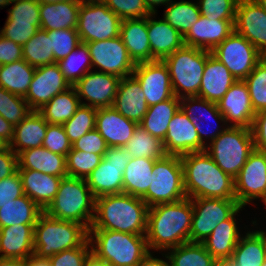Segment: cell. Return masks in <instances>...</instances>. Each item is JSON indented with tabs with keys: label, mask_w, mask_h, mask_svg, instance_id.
Listing matches in <instances>:
<instances>
[{
	"label": "cell",
	"mask_w": 266,
	"mask_h": 266,
	"mask_svg": "<svg viewBox=\"0 0 266 266\" xmlns=\"http://www.w3.org/2000/svg\"><path fill=\"white\" fill-rule=\"evenodd\" d=\"M42 147L67 157L72 148V144L62 124H48Z\"/></svg>",
	"instance_id": "54"
},
{
	"label": "cell",
	"mask_w": 266,
	"mask_h": 266,
	"mask_svg": "<svg viewBox=\"0 0 266 266\" xmlns=\"http://www.w3.org/2000/svg\"><path fill=\"white\" fill-rule=\"evenodd\" d=\"M155 160L132 158L123 174V193L142 197L150 186Z\"/></svg>",
	"instance_id": "39"
},
{
	"label": "cell",
	"mask_w": 266,
	"mask_h": 266,
	"mask_svg": "<svg viewBox=\"0 0 266 266\" xmlns=\"http://www.w3.org/2000/svg\"><path fill=\"white\" fill-rule=\"evenodd\" d=\"M70 87L57 63L45 65L36 68L24 99L33 111H37Z\"/></svg>",
	"instance_id": "19"
},
{
	"label": "cell",
	"mask_w": 266,
	"mask_h": 266,
	"mask_svg": "<svg viewBox=\"0 0 266 266\" xmlns=\"http://www.w3.org/2000/svg\"><path fill=\"white\" fill-rule=\"evenodd\" d=\"M171 0H144L147 8L151 13L157 14L156 8L159 6H167L170 3Z\"/></svg>",
	"instance_id": "66"
},
{
	"label": "cell",
	"mask_w": 266,
	"mask_h": 266,
	"mask_svg": "<svg viewBox=\"0 0 266 266\" xmlns=\"http://www.w3.org/2000/svg\"><path fill=\"white\" fill-rule=\"evenodd\" d=\"M256 3H258L262 9L266 12V0H255Z\"/></svg>",
	"instance_id": "72"
},
{
	"label": "cell",
	"mask_w": 266,
	"mask_h": 266,
	"mask_svg": "<svg viewBox=\"0 0 266 266\" xmlns=\"http://www.w3.org/2000/svg\"><path fill=\"white\" fill-rule=\"evenodd\" d=\"M96 115V108L81 104L75 114L63 124L71 144L75 143L87 132L95 129Z\"/></svg>",
	"instance_id": "46"
},
{
	"label": "cell",
	"mask_w": 266,
	"mask_h": 266,
	"mask_svg": "<svg viewBox=\"0 0 266 266\" xmlns=\"http://www.w3.org/2000/svg\"><path fill=\"white\" fill-rule=\"evenodd\" d=\"M81 3H104L106 0H79Z\"/></svg>",
	"instance_id": "71"
},
{
	"label": "cell",
	"mask_w": 266,
	"mask_h": 266,
	"mask_svg": "<svg viewBox=\"0 0 266 266\" xmlns=\"http://www.w3.org/2000/svg\"><path fill=\"white\" fill-rule=\"evenodd\" d=\"M251 131L255 149L266 151V109L255 114Z\"/></svg>",
	"instance_id": "60"
},
{
	"label": "cell",
	"mask_w": 266,
	"mask_h": 266,
	"mask_svg": "<svg viewBox=\"0 0 266 266\" xmlns=\"http://www.w3.org/2000/svg\"><path fill=\"white\" fill-rule=\"evenodd\" d=\"M80 1L40 4V29H77Z\"/></svg>",
	"instance_id": "34"
},
{
	"label": "cell",
	"mask_w": 266,
	"mask_h": 266,
	"mask_svg": "<svg viewBox=\"0 0 266 266\" xmlns=\"http://www.w3.org/2000/svg\"><path fill=\"white\" fill-rule=\"evenodd\" d=\"M132 158L158 160L167 155L163 141L152 136L138 125L128 143L124 146Z\"/></svg>",
	"instance_id": "43"
},
{
	"label": "cell",
	"mask_w": 266,
	"mask_h": 266,
	"mask_svg": "<svg viewBox=\"0 0 266 266\" xmlns=\"http://www.w3.org/2000/svg\"><path fill=\"white\" fill-rule=\"evenodd\" d=\"M254 149L251 129L229 126L205 148V152L234 179Z\"/></svg>",
	"instance_id": "8"
},
{
	"label": "cell",
	"mask_w": 266,
	"mask_h": 266,
	"mask_svg": "<svg viewBox=\"0 0 266 266\" xmlns=\"http://www.w3.org/2000/svg\"><path fill=\"white\" fill-rule=\"evenodd\" d=\"M32 111L24 97L12 94L0 87V115L12 126L15 127Z\"/></svg>",
	"instance_id": "48"
},
{
	"label": "cell",
	"mask_w": 266,
	"mask_h": 266,
	"mask_svg": "<svg viewBox=\"0 0 266 266\" xmlns=\"http://www.w3.org/2000/svg\"><path fill=\"white\" fill-rule=\"evenodd\" d=\"M0 266H27V259L0 257Z\"/></svg>",
	"instance_id": "64"
},
{
	"label": "cell",
	"mask_w": 266,
	"mask_h": 266,
	"mask_svg": "<svg viewBox=\"0 0 266 266\" xmlns=\"http://www.w3.org/2000/svg\"><path fill=\"white\" fill-rule=\"evenodd\" d=\"M89 239V230L82 224L59 220L43 212L34 226V255L50 258L64 250L82 246Z\"/></svg>",
	"instance_id": "6"
},
{
	"label": "cell",
	"mask_w": 266,
	"mask_h": 266,
	"mask_svg": "<svg viewBox=\"0 0 266 266\" xmlns=\"http://www.w3.org/2000/svg\"><path fill=\"white\" fill-rule=\"evenodd\" d=\"M34 226L15 224L0 228V257L27 259L33 255Z\"/></svg>",
	"instance_id": "31"
},
{
	"label": "cell",
	"mask_w": 266,
	"mask_h": 266,
	"mask_svg": "<svg viewBox=\"0 0 266 266\" xmlns=\"http://www.w3.org/2000/svg\"><path fill=\"white\" fill-rule=\"evenodd\" d=\"M96 198L87 185L86 179L62 178L54 200L44 212L55 219L74 221L88 230L95 216Z\"/></svg>",
	"instance_id": "4"
},
{
	"label": "cell",
	"mask_w": 266,
	"mask_h": 266,
	"mask_svg": "<svg viewBox=\"0 0 266 266\" xmlns=\"http://www.w3.org/2000/svg\"><path fill=\"white\" fill-rule=\"evenodd\" d=\"M120 79L115 75L90 70L74 87L82 105L96 109L111 107L115 100Z\"/></svg>",
	"instance_id": "17"
},
{
	"label": "cell",
	"mask_w": 266,
	"mask_h": 266,
	"mask_svg": "<svg viewBox=\"0 0 266 266\" xmlns=\"http://www.w3.org/2000/svg\"><path fill=\"white\" fill-rule=\"evenodd\" d=\"M44 211L27 195L0 208V228L15 224L35 225Z\"/></svg>",
	"instance_id": "38"
},
{
	"label": "cell",
	"mask_w": 266,
	"mask_h": 266,
	"mask_svg": "<svg viewBox=\"0 0 266 266\" xmlns=\"http://www.w3.org/2000/svg\"><path fill=\"white\" fill-rule=\"evenodd\" d=\"M74 150L104 155L108 146L100 133L94 129L87 132L72 144Z\"/></svg>",
	"instance_id": "58"
},
{
	"label": "cell",
	"mask_w": 266,
	"mask_h": 266,
	"mask_svg": "<svg viewBox=\"0 0 266 266\" xmlns=\"http://www.w3.org/2000/svg\"><path fill=\"white\" fill-rule=\"evenodd\" d=\"M132 156L125 147H108L86 182L95 198L123 193V174Z\"/></svg>",
	"instance_id": "10"
},
{
	"label": "cell",
	"mask_w": 266,
	"mask_h": 266,
	"mask_svg": "<svg viewBox=\"0 0 266 266\" xmlns=\"http://www.w3.org/2000/svg\"><path fill=\"white\" fill-rule=\"evenodd\" d=\"M200 14L207 19H235L239 0H196Z\"/></svg>",
	"instance_id": "52"
},
{
	"label": "cell",
	"mask_w": 266,
	"mask_h": 266,
	"mask_svg": "<svg viewBox=\"0 0 266 266\" xmlns=\"http://www.w3.org/2000/svg\"><path fill=\"white\" fill-rule=\"evenodd\" d=\"M91 253V243L88 239L82 246L56 253L48 259L51 266H83Z\"/></svg>",
	"instance_id": "55"
},
{
	"label": "cell",
	"mask_w": 266,
	"mask_h": 266,
	"mask_svg": "<svg viewBox=\"0 0 266 266\" xmlns=\"http://www.w3.org/2000/svg\"><path fill=\"white\" fill-rule=\"evenodd\" d=\"M17 170L22 181L24 194L44 211L54 200L64 177H56L31 169Z\"/></svg>",
	"instance_id": "30"
},
{
	"label": "cell",
	"mask_w": 266,
	"mask_h": 266,
	"mask_svg": "<svg viewBox=\"0 0 266 266\" xmlns=\"http://www.w3.org/2000/svg\"><path fill=\"white\" fill-rule=\"evenodd\" d=\"M262 266H266V259L264 260Z\"/></svg>",
	"instance_id": "73"
},
{
	"label": "cell",
	"mask_w": 266,
	"mask_h": 266,
	"mask_svg": "<svg viewBox=\"0 0 266 266\" xmlns=\"http://www.w3.org/2000/svg\"><path fill=\"white\" fill-rule=\"evenodd\" d=\"M152 13L147 16V32L150 42L152 61L163 60L184 44L183 36L163 18L158 20Z\"/></svg>",
	"instance_id": "27"
},
{
	"label": "cell",
	"mask_w": 266,
	"mask_h": 266,
	"mask_svg": "<svg viewBox=\"0 0 266 266\" xmlns=\"http://www.w3.org/2000/svg\"><path fill=\"white\" fill-rule=\"evenodd\" d=\"M18 169V155L10 148L0 152V180L13 175Z\"/></svg>",
	"instance_id": "61"
},
{
	"label": "cell",
	"mask_w": 266,
	"mask_h": 266,
	"mask_svg": "<svg viewBox=\"0 0 266 266\" xmlns=\"http://www.w3.org/2000/svg\"><path fill=\"white\" fill-rule=\"evenodd\" d=\"M120 37L135 64L152 61L147 17L122 20Z\"/></svg>",
	"instance_id": "32"
},
{
	"label": "cell",
	"mask_w": 266,
	"mask_h": 266,
	"mask_svg": "<svg viewBox=\"0 0 266 266\" xmlns=\"http://www.w3.org/2000/svg\"><path fill=\"white\" fill-rule=\"evenodd\" d=\"M104 4L122 20L143 18L152 14L144 0H106Z\"/></svg>",
	"instance_id": "53"
},
{
	"label": "cell",
	"mask_w": 266,
	"mask_h": 266,
	"mask_svg": "<svg viewBox=\"0 0 266 266\" xmlns=\"http://www.w3.org/2000/svg\"><path fill=\"white\" fill-rule=\"evenodd\" d=\"M236 81L225 65L211 54L206 60L198 97L218 103Z\"/></svg>",
	"instance_id": "29"
},
{
	"label": "cell",
	"mask_w": 266,
	"mask_h": 266,
	"mask_svg": "<svg viewBox=\"0 0 266 266\" xmlns=\"http://www.w3.org/2000/svg\"><path fill=\"white\" fill-rule=\"evenodd\" d=\"M212 53L184 45L163 59L176 97L198 96L207 58Z\"/></svg>",
	"instance_id": "7"
},
{
	"label": "cell",
	"mask_w": 266,
	"mask_h": 266,
	"mask_svg": "<svg viewBox=\"0 0 266 266\" xmlns=\"http://www.w3.org/2000/svg\"><path fill=\"white\" fill-rule=\"evenodd\" d=\"M132 75L139 81L148 106L175 96L170 74L163 60L137 63Z\"/></svg>",
	"instance_id": "18"
},
{
	"label": "cell",
	"mask_w": 266,
	"mask_h": 266,
	"mask_svg": "<svg viewBox=\"0 0 266 266\" xmlns=\"http://www.w3.org/2000/svg\"><path fill=\"white\" fill-rule=\"evenodd\" d=\"M193 216L190 242L202 243L221 222L229 219L241 206L236 199H191Z\"/></svg>",
	"instance_id": "12"
},
{
	"label": "cell",
	"mask_w": 266,
	"mask_h": 266,
	"mask_svg": "<svg viewBox=\"0 0 266 266\" xmlns=\"http://www.w3.org/2000/svg\"><path fill=\"white\" fill-rule=\"evenodd\" d=\"M36 68L24 59L0 65V87L12 94L25 97Z\"/></svg>",
	"instance_id": "40"
},
{
	"label": "cell",
	"mask_w": 266,
	"mask_h": 266,
	"mask_svg": "<svg viewBox=\"0 0 266 266\" xmlns=\"http://www.w3.org/2000/svg\"><path fill=\"white\" fill-rule=\"evenodd\" d=\"M48 36L52 40L54 63L67 57L81 43L77 29L50 30Z\"/></svg>",
	"instance_id": "51"
},
{
	"label": "cell",
	"mask_w": 266,
	"mask_h": 266,
	"mask_svg": "<svg viewBox=\"0 0 266 266\" xmlns=\"http://www.w3.org/2000/svg\"><path fill=\"white\" fill-rule=\"evenodd\" d=\"M18 169H31L56 177L68 176L66 156L51 152L42 146L20 152Z\"/></svg>",
	"instance_id": "33"
},
{
	"label": "cell",
	"mask_w": 266,
	"mask_h": 266,
	"mask_svg": "<svg viewBox=\"0 0 266 266\" xmlns=\"http://www.w3.org/2000/svg\"><path fill=\"white\" fill-rule=\"evenodd\" d=\"M122 19L104 3H81L77 32L82 43L120 36Z\"/></svg>",
	"instance_id": "11"
},
{
	"label": "cell",
	"mask_w": 266,
	"mask_h": 266,
	"mask_svg": "<svg viewBox=\"0 0 266 266\" xmlns=\"http://www.w3.org/2000/svg\"><path fill=\"white\" fill-rule=\"evenodd\" d=\"M192 216V201L188 197L149 207L145 235L149 251H159L160 255L163 251L190 242Z\"/></svg>",
	"instance_id": "1"
},
{
	"label": "cell",
	"mask_w": 266,
	"mask_h": 266,
	"mask_svg": "<svg viewBox=\"0 0 266 266\" xmlns=\"http://www.w3.org/2000/svg\"><path fill=\"white\" fill-rule=\"evenodd\" d=\"M148 209L141 197L126 193L98 197L94 220L89 230H114L146 235Z\"/></svg>",
	"instance_id": "3"
},
{
	"label": "cell",
	"mask_w": 266,
	"mask_h": 266,
	"mask_svg": "<svg viewBox=\"0 0 266 266\" xmlns=\"http://www.w3.org/2000/svg\"><path fill=\"white\" fill-rule=\"evenodd\" d=\"M255 113L266 109V59L263 57L244 79Z\"/></svg>",
	"instance_id": "47"
},
{
	"label": "cell",
	"mask_w": 266,
	"mask_h": 266,
	"mask_svg": "<svg viewBox=\"0 0 266 266\" xmlns=\"http://www.w3.org/2000/svg\"><path fill=\"white\" fill-rule=\"evenodd\" d=\"M103 156L71 148L66 157L68 176L87 179L91 172L101 163Z\"/></svg>",
	"instance_id": "50"
},
{
	"label": "cell",
	"mask_w": 266,
	"mask_h": 266,
	"mask_svg": "<svg viewBox=\"0 0 266 266\" xmlns=\"http://www.w3.org/2000/svg\"><path fill=\"white\" fill-rule=\"evenodd\" d=\"M255 219H251V229L254 226L257 230H251L247 228L249 225L245 224L244 228L246 229H244V234L240 237L230 258L238 266H262L266 259V231L263 228H258L259 224L257 219Z\"/></svg>",
	"instance_id": "28"
},
{
	"label": "cell",
	"mask_w": 266,
	"mask_h": 266,
	"mask_svg": "<svg viewBox=\"0 0 266 266\" xmlns=\"http://www.w3.org/2000/svg\"><path fill=\"white\" fill-rule=\"evenodd\" d=\"M244 209L245 207H240L229 219L217 225L202 242L215 260H228L231 258L240 237L243 235L241 231L243 227L238 225L240 221L238 214Z\"/></svg>",
	"instance_id": "25"
},
{
	"label": "cell",
	"mask_w": 266,
	"mask_h": 266,
	"mask_svg": "<svg viewBox=\"0 0 266 266\" xmlns=\"http://www.w3.org/2000/svg\"><path fill=\"white\" fill-rule=\"evenodd\" d=\"M180 158L188 198L235 199L234 179L205 151L192 152Z\"/></svg>",
	"instance_id": "2"
},
{
	"label": "cell",
	"mask_w": 266,
	"mask_h": 266,
	"mask_svg": "<svg viewBox=\"0 0 266 266\" xmlns=\"http://www.w3.org/2000/svg\"><path fill=\"white\" fill-rule=\"evenodd\" d=\"M236 80H244L263 55L245 37L233 31L212 52Z\"/></svg>",
	"instance_id": "13"
},
{
	"label": "cell",
	"mask_w": 266,
	"mask_h": 266,
	"mask_svg": "<svg viewBox=\"0 0 266 266\" xmlns=\"http://www.w3.org/2000/svg\"><path fill=\"white\" fill-rule=\"evenodd\" d=\"M83 266H109L103 260L98 259L93 253H91L84 262Z\"/></svg>",
	"instance_id": "67"
},
{
	"label": "cell",
	"mask_w": 266,
	"mask_h": 266,
	"mask_svg": "<svg viewBox=\"0 0 266 266\" xmlns=\"http://www.w3.org/2000/svg\"><path fill=\"white\" fill-rule=\"evenodd\" d=\"M9 148V143L0 137V152H3Z\"/></svg>",
	"instance_id": "69"
},
{
	"label": "cell",
	"mask_w": 266,
	"mask_h": 266,
	"mask_svg": "<svg viewBox=\"0 0 266 266\" xmlns=\"http://www.w3.org/2000/svg\"><path fill=\"white\" fill-rule=\"evenodd\" d=\"M23 59L22 45L0 35V65H6Z\"/></svg>",
	"instance_id": "59"
},
{
	"label": "cell",
	"mask_w": 266,
	"mask_h": 266,
	"mask_svg": "<svg viewBox=\"0 0 266 266\" xmlns=\"http://www.w3.org/2000/svg\"><path fill=\"white\" fill-rule=\"evenodd\" d=\"M48 31L39 29L23 46V59L34 68L54 63Z\"/></svg>",
	"instance_id": "45"
},
{
	"label": "cell",
	"mask_w": 266,
	"mask_h": 266,
	"mask_svg": "<svg viewBox=\"0 0 266 266\" xmlns=\"http://www.w3.org/2000/svg\"><path fill=\"white\" fill-rule=\"evenodd\" d=\"M235 19L210 20L200 15L183 36L184 44L212 52L234 31Z\"/></svg>",
	"instance_id": "22"
},
{
	"label": "cell",
	"mask_w": 266,
	"mask_h": 266,
	"mask_svg": "<svg viewBox=\"0 0 266 266\" xmlns=\"http://www.w3.org/2000/svg\"><path fill=\"white\" fill-rule=\"evenodd\" d=\"M235 199L241 207L266 204V151L254 149L234 178Z\"/></svg>",
	"instance_id": "14"
},
{
	"label": "cell",
	"mask_w": 266,
	"mask_h": 266,
	"mask_svg": "<svg viewBox=\"0 0 266 266\" xmlns=\"http://www.w3.org/2000/svg\"><path fill=\"white\" fill-rule=\"evenodd\" d=\"M27 266H51L48 258H39L34 254L27 258Z\"/></svg>",
	"instance_id": "65"
},
{
	"label": "cell",
	"mask_w": 266,
	"mask_h": 266,
	"mask_svg": "<svg viewBox=\"0 0 266 266\" xmlns=\"http://www.w3.org/2000/svg\"><path fill=\"white\" fill-rule=\"evenodd\" d=\"M92 253L109 266H138L149 252L146 236L114 230H89Z\"/></svg>",
	"instance_id": "5"
},
{
	"label": "cell",
	"mask_w": 266,
	"mask_h": 266,
	"mask_svg": "<svg viewBox=\"0 0 266 266\" xmlns=\"http://www.w3.org/2000/svg\"><path fill=\"white\" fill-rule=\"evenodd\" d=\"M39 4L43 3H56V2H63V1H79V0H36Z\"/></svg>",
	"instance_id": "70"
},
{
	"label": "cell",
	"mask_w": 266,
	"mask_h": 266,
	"mask_svg": "<svg viewBox=\"0 0 266 266\" xmlns=\"http://www.w3.org/2000/svg\"><path fill=\"white\" fill-rule=\"evenodd\" d=\"M112 107L138 125L142 122L149 106L139 81L133 75L120 79Z\"/></svg>",
	"instance_id": "26"
},
{
	"label": "cell",
	"mask_w": 266,
	"mask_h": 266,
	"mask_svg": "<svg viewBox=\"0 0 266 266\" xmlns=\"http://www.w3.org/2000/svg\"><path fill=\"white\" fill-rule=\"evenodd\" d=\"M137 126L136 122L125 118L112 106L97 109L95 129L108 147H124Z\"/></svg>",
	"instance_id": "24"
},
{
	"label": "cell",
	"mask_w": 266,
	"mask_h": 266,
	"mask_svg": "<svg viewBox=\"0 0 266 266\" xmlns=\"http://www.w3.org/2000/svg\"><path fill=\"white\" fill-rule=\"evenodd\" d=\"M163 19L182 36L194 25L200 17L197 1H174L165 6Z\"/></svg>",
	"instance_id": "41"
},
{
	"label": "cell",
	"mask_w": 266,
	"mask_h": 266,
	"mask_svg": "<svg viewBox=\"0 0 266 266\" xmlns=\"http://www.w3.org/2000/svg\"><path fill=\"white\" fill-rule=\"evenodd\" d=\"M14 126L0 115V137L10 143L13 138Z\"/></svg>",
	"instance_id": "63"
},
{
	"label": "cell",
	"mask_w": 266,
	"mask_h": 266,
	"mask_svg": "<svg viewBox=\"0 0 266 266\" xmlns=\"http://www.w3.org/2000/svg\"><path fill=\"white\" fill-rule=\"evenodd\" d=\"M234 31L266 55V12L255 0L238 1Z\"/></svg>",
	"instance_id": "20"
},
{
	"label": "cell",
	"mask_w": 266,
	"mask_h": 266,
	"mask_svg": "<svg viewBox=\"0 0 266 266\" xmlns=\"http://www.w3.org/2000/svg\"><path fill=\"white\" fill-rule=\"evenodd\" d=\"M40 29V25H31L23 22H5L3 28H0V35L15 42L24 45Z\"/></svg>",
	"instance_id": "56"
},
{
	"label": "cell",
	"mask_w": 266,
	"mask_h": 266,
	"mask_svg": "<svg viewBox=\"0 0 266 266\" xmlns=\"http://www.w3.org/2000/svg\"><path fill=\"white\" fill-rule=\"evenodd\" d=\"M24 195L18 170L11 176L0 180V208Z\"/></svg>",
	"instance_id": "57"
},
{
	"label": "cell",
	"mask_w": 266,
	"mask_h": 266,
	"mask_svg": "<svg viewBox=\"0 0 266 266\" xmlns=\"http://www.w3.org/2000/svg\"><path fill=\"white\" fill-rule=\"evenodd\" d=\"M183 165L180 156L166 155L155 160L150 186L141 199L152 207L186 198Z\"/></svg>",
	"instance_id": "9"
},
{
	"label": "cell",
	"mask_w": 266,
	"mask_h": 266,
	"mask_svg": "<svg viewBox=\"0 0 266 266\" xmlns=\"http://www.w3.org/2000/svg\"><path fill=\"white\" fill-rule=\"evenodd\" d=\"M213 266H232V261L228 260H216Z\"/></svg>",
	"instance_id": "68"
},
{
	"label": "cell",
	"mask_w": 266,
	"mask_h": 266,
	"mask_svg": "<svg viewBox=\"0 0 266 266\" xmlns=\"http://www.w3.org/2000/svg\"><path fill=\"white\" fill-rule=\"evenodd\" d=\"M217 106L228 126L251 129L256 113L244 80H237L217 103Z\"/></svg>",
	"instance_id": "21"
},
{
	"label": "cell",
	"mask_w": 266,
	"mask_h": 266,
	"mask_svg": "<svg viewBox=\"0 0 266 266\" xmlns=\"http://www.w3.org/2000/svg\"><path fill=\"white\" fill-rule=\"evenodd\" d=\"M153 253H155V252L149 251L143 257L142 261L138 264V266H171L170 262H169V259H168V257H167L165 252L161 253V255L164 257L163 259L160 258V257L158 258Z\"/></svg>",
	"instance_id": "62"
},
{
	"label": "cell",
	"mask_w": 266,
	"mask_h": 266,
	"mask_svg": "<svg viewBox=\"0 0 266 266\" xmlns=\"http://www.w3.org/2000/svg\"><path fill=\"white\" fill-rule=\"evenodd\" d=\"M165 253L171 266H213L216 261L199 242L183 243Z\"/></svg>",
	"instance_id": "42"
},
{
	"label": "cell",
	"mask_w": 266,
	"mask_h": 266,
	"mask_svg": "<svg viewBox=\"0 0 266 266\" xmlns=\"http://www.w3.org/2000/svg\"><path fill=\"white\" fill-rule=\"evenodd\" d=\"M81 105L74 86L54 96L37 112L48 124H64Z\"/></svg>",
	"instance_id": "37"
},
{
	"label": "cell",
	"mask_w": 266,
	"mask_h": 266,
	"mask_svg": "<svg viewBox=\"0 0 266 266\" xmlns=\"http://www.w3.org/2000/svg\"><path fill=\"white\" fill-rule=\"evenodd\" d=\"M163 144L167 155L182 156L200 152V139L196 127L181 109L172 117Z\"/></svg>",
	"instance_id": "23"
},
{
	"label": "cell",
	"mask_w": 266,
	"mask_h": 266,
	"mask_svg": "<svg viewBox=\"0 0 266 266\" xmlns=\"http://www.w3.org/2000/svg\"><path fill=\"white\" fill-rule=\"evenodd\" d=\"M8 8L5 22H23L31 25H40V4L36 0H0V8Z\"/></svg>",
	"instance_id": "49"
},
{
	"label": "cell",
	"mask_w": 266,
	"mask_h": 266,
	"mask_svg": "<svg viewBox=\"0 0 266 266\" xmlns=\"http://www.w3.org/2000/svg\"><path fill=\"white\" fill-rule=\"evenodd\" d=\"M180 109V99L173 96L164 102L149 106L142 122L139 124L154 137L164 140L172 117Z\"/></svg>",
	"instance_id": "36"
},
{
	"label": "cell",
	"mask_w": 266,
	"mask_h": 266,
	"mask_svg": "<svg viewBox=\"0 0 266 266\" xmlns=\"http://www.w3.org/2000/svg\"><path fill=\"white\" fill-rule=\"evenodd\" d=\"M48 123L37 112L32 111L14 127L9 148L17 155L23 150L42 146Z\"/></svg>",
	"instance_id": "35"
},
{
	"label": "cell",
	"mask_w": 266,
	"mask_h": 266,
	"mask_svg": "<svg viewBox=\"0 0 266 266\" xmlns=\"http://www.w3.org/2000/svg\"><path fill=\"white\" fill-rule=\"evenodd\" d=\"M180 109L196 127L200 139V152L205 151V148L229 127L225 122L224 116L219 111L217 103L198 96L180 98ZM208 120L209 122L212 121V124ZM213 124L215 125L214 127ZM206 125L210 128L212 125V130H208L209 128Z\"/></svg>",
	"instance_id": "15"
},
{
	"label": "cell",
	"mask_w": 266,
	"mask_h": 266,
	"mask_svg": "<svg viewBox=\"0 0 266 266\" xmlns=\"http://www.w3.org/2000/svg\"><path fill=\"white\" fill-rule=\"evenodd\" d=\"M57 64L71 86H74L87 72L93 70L88 46L82 42Z\"/></svg>",
	"instance_id": "44"
},
{
	"label": "cell",
	"mask_w": 266,
	"mask_h": 266,
	"mask_svg": "<svg viewBox=\"0 0 266 266\" xmlns=\"http://www.w3.org/2000/svg\"><path fill=\"white\" fill-rule=\"evenodd\" d=\"M95 71L108 73L120 78L131 76L135 63L129 57L120 36L107 40L86 43Z\"/></svg>",
	"instance_id": "16"
}]
</instances>
